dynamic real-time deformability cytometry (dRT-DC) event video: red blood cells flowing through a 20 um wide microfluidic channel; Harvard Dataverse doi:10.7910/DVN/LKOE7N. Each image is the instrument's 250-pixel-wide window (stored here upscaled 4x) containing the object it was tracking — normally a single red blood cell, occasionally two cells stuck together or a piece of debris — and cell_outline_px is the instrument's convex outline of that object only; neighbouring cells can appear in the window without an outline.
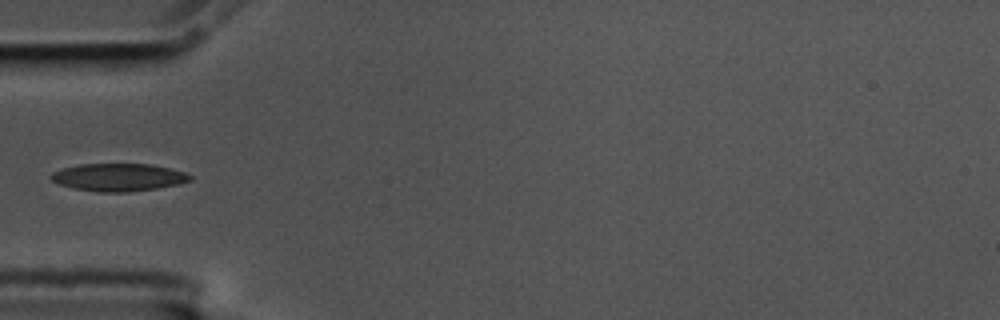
{"species": "common noctule bat (a hibernating species)", "species_latin": "Nyctalus noctula", "temperature_condition": "cold", "stored_images_in_passage": 39, "camera_frame_rate_fps": 3000, "um_per_image_px": 0.085, "animal": {"sex": "male", "body_mass_g": 17.5, "forearm_length_mm": 52.3}, "frame": {"image": 1, "passage_image": 1, "time_ms": 0.0, "image_size_px": [1000, 320], "cell_outline_px": [[192, 180], [176, 184], [156, 188], [128, 192], [100, 192], [72, 188], [60, 184], [52, 180], [48, 176], [52, 172], [64, 168], [80, 164], [152, 164], [184, 172], [192, 176]], "centroid_in_image_um": [10.04, 15.07], "position_along_channel_um": 75.0, "area_um2": 22.25}}
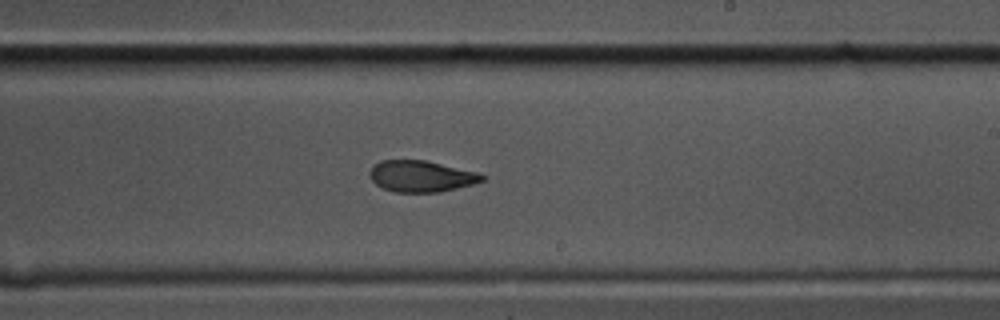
{"frame": {"image": 2, "passage_image": 16, "time_ms": 5.0, "image_size_px": [1000, 320], "cell_outline_px": [[484, 180], [472, 184], [440, 192], [396, 192], [384, 188], [376, 184], [372, 180], [368, 172], [380, 160], [424, 160], [476, 172], [484, 176]], "centroid_in_image_um": [35.77, 14.98], "position_along_channel_um": 253.2, "area_um2": 20.17}}
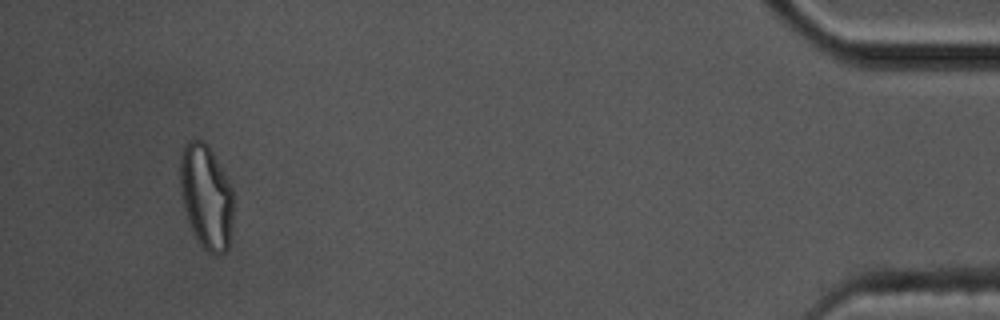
{"frame": {"image": 3, "passage_image": 36, "time_ms": 11.667, "image_size_px": [1000, 320], "cell_outline_px": [[232, 224], [228, 248], [220, 256], [212, 256], [200, 244], [192, 228], [184, 208], [180, 184], [180, 152], [184, 144], [188, 140], [196, 136], [208, 144], [232, 188]], "centroid_in_image_um": [17.52, 16.68], "position_along_channel_um": 417.7, "area_um2": 32.48}}